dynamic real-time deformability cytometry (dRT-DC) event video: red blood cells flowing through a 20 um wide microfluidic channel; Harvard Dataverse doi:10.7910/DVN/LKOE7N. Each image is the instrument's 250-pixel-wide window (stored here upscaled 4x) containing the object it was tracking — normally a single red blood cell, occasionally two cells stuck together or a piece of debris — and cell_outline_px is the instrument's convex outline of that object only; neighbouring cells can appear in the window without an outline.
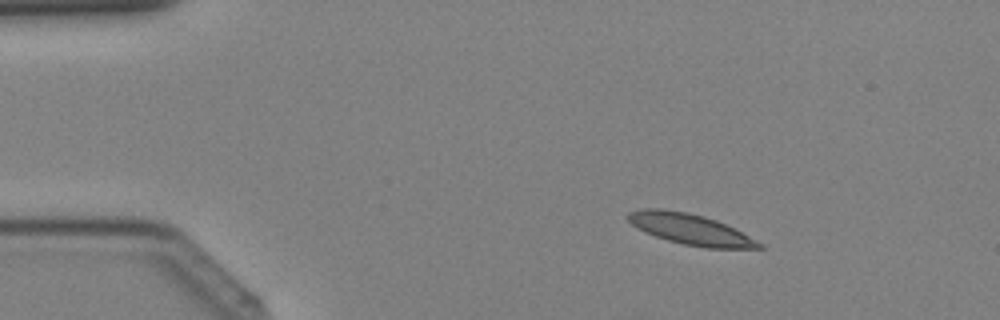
{"species": "Egyptian fruit bat (a non-hibernating species)", "species_latin": "Rousettus aegyptiacus", "temperature_condition": "cold", "stored_images_in_passage": 41, "camera_frame_rate_fps": 3000, "um_per_image_px": 0.085, "animal": {"sex": "female"}, "frame": {"image": 1, "passage_image": 7, "time_ms": 2.0, "image_size_px": [1000, 320], "cell_outline_px": [[764, 248], [704, 248], [684, 244], [668, 240], [644, 232], [636, 228], [624, 216], [628, 212], [644, 208], [660, 208], [684, 212], [704, 216], [716, 220], [764, 244]], "centroid_in_image_um": [58.62, 19.48], "position_along_channel_um": 26.4, "area_um2": 23.29}}
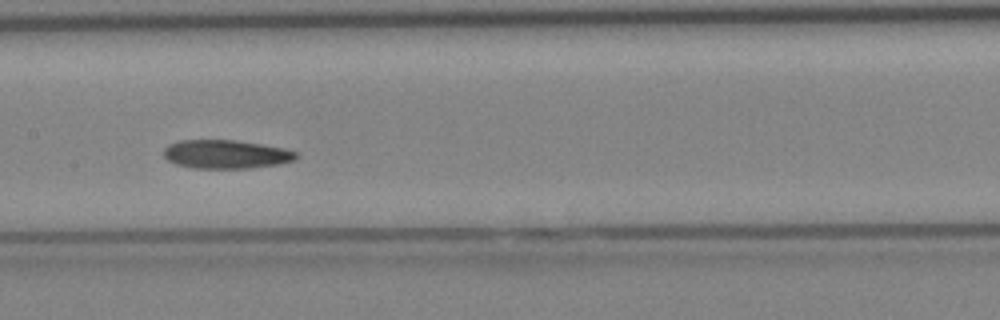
{"frame": {"image": 2, "passage_image": 21, "time_ms": 6.667, "image_size_px": [1000, 320], "cell_outline_px": [[300, 156], [296, 160], [280, 164], [252, 168], [192, 168], [176, 164], [168, 160], [164, 156], [164, 148], [168, 144], [180, 140], [236, 140], [260, 144], [280, 148], [296, 152]], "centroid_in_image_um": [19.21, 13.12], "position_along_channel_um": 188.2, "area_um2": 22.14}}
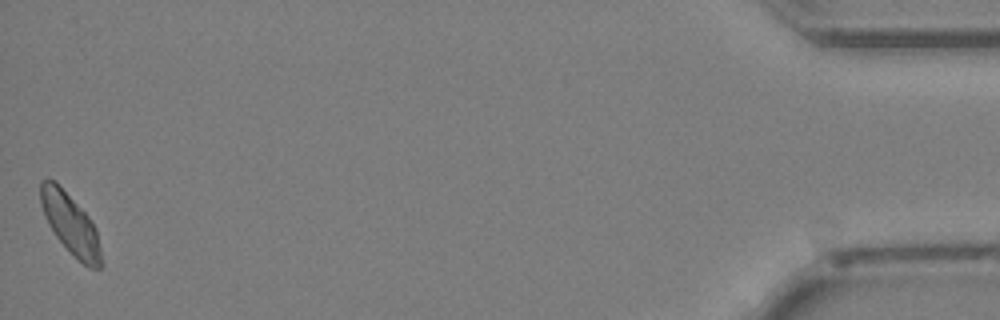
{"frame": {"image": 3, "passage_image": 41, "time_ms": 13.333, "image_size_px": [1000, 320], "cell_outline_px": [[104, 264], [100, 268], [88, 268], [56, 236], [48, 224], [44, 216], [40, 204], [40, 180], [56, 180], [88, 216], [96, 228]], "centroid_in_image_um": [6.0, 19.02], "position_along_channel_um": 429.2, "area_um2": 21.27}}